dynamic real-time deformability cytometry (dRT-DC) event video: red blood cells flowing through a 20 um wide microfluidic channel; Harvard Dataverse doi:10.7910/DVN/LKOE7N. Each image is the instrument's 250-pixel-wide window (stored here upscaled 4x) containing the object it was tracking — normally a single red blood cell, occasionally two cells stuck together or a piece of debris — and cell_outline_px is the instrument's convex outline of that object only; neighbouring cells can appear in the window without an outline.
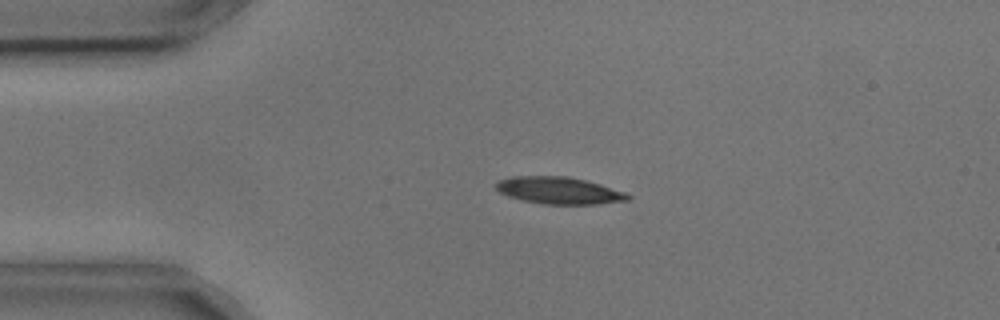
{"species": "common noctule bat (a hibernating species)", "species_latin": "Nyctalus noctula", "temperature_condition": "cold", "stored_images_in_passage": 3, "camera_frame_rate_fps": 3000, "um_per_image_px": 0.085, "animal": {"sex": "male", "body_mass_g": 17.9, "forearm_length_mm": 54.2}, "frame": {"image": 1, "passage_image": 1, "time_ms": 0.0, "image_size_px": [1000, 320], "cell_outline_px": [[632, 200], [596, 204], [544, 204], [524, 200], [508, 196], [500, 192], [496, 188], [496, 184], [500, 180], [512, 176], [568, 176], [600, 184], [624, 192], [632, 196]], "centroid_in_image_um": [47.55, 16.19], "position_along_channel_um": 37.5, "area_um2": 20.63}}